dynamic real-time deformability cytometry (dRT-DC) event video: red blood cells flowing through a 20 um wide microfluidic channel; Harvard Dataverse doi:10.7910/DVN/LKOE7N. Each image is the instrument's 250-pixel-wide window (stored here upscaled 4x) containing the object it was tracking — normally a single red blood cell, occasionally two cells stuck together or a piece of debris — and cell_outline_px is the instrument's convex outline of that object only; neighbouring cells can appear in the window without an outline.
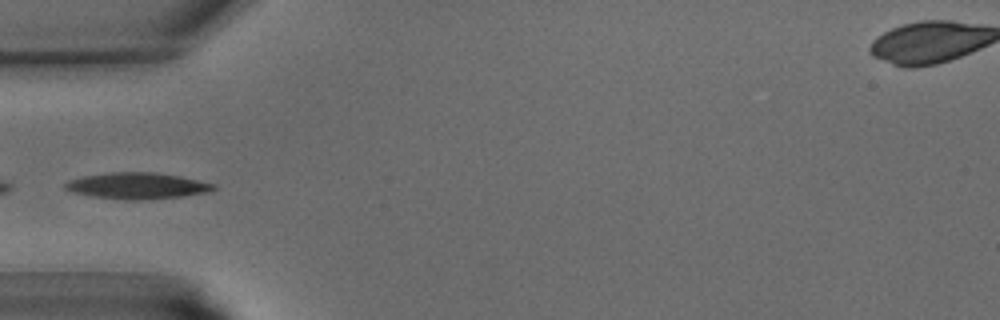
{"species": "common noctule bat (a hibernating species)", "species_latin": "Nyctalus noctula", "temperature_condition": "warm", "stored_images_in_passage": 19, "camera_frame_rate_fps": 3000, "um_per_image_px": 0.085, "animal": {"sex": "male", "body_mass_g": 15.6}, "frame": {"image": 1, "passage_image": 1, "time_ms": 0.0, "image_size_px": [1000, 320], "cell_outline_px": [[216, 188], [208, 192], [184, 196], [140, 200], [128, 200], [92, 196], [72, 192], [64, 188], [64, 184], [68, 180], [80, 176], [108, 172], [156, 172], [180, 176], [216, 184]], "centroid_in_image_um": [11.64, 15.78], "position_along_channel_um": 73.4, "area_um2": 22.89}}
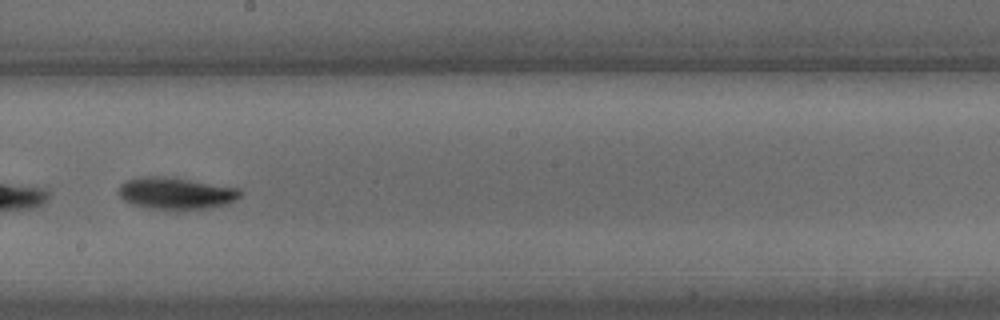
{"frame": {"image": 2, "passage_image": 11, "time_ms": 3.333, "image_size_px": [1000, 320], "cell_outline_px": [[240, 196], [224, 204], [208, 208], [184, 212], [152, 208], [132, 204], [124, 200], [116, 192], [120, 184], [128, 180], [144, 176], [164, 176], [240, 188]], "centroid_in_image_um": [14.91, 16.45], "position_along_channel_um": 233.3, "area_um2": 22.77}}
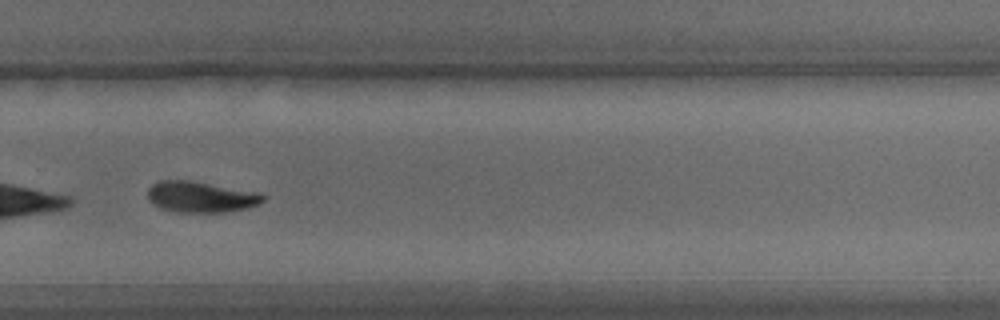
{"frame": {"image": 3, "passage_image": 16, "time_ms": 5.0, "image_size_px": [1000, 320], "cell_outline_px": [[264, 200], [260, 204], [248, 208], [224, 212], [180, 212], [160, 208], [152, 204], [148, 200], [148, 188], [152, 184], [160, 180], [188, 180], [260, 192], [264, 196]], "centroid_in_image_um": [17.07, 16.73], "position_along_channel_um": 312.7, "area_um2": 20.92}}